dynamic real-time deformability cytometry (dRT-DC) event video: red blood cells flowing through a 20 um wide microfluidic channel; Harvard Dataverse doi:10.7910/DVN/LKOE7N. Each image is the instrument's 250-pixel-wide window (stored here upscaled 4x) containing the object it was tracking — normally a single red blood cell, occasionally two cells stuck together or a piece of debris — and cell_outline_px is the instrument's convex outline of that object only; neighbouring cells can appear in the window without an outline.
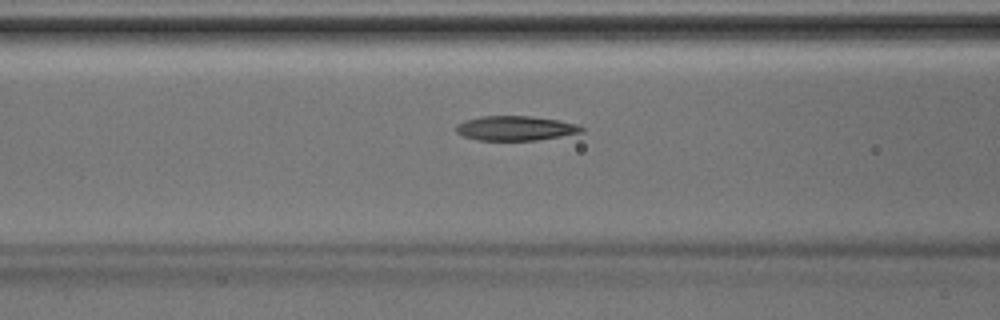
{"species": "Egyptian fruit bat (a non-hibernating species)", "species_latin": "Rousettus aegyptiacus", "temperature_condition": "room temperature", "stored_images_in_passage": 30, "camera_frame_rate_fps": 3000, "um_per_image_px": 0.085, "animal": {"sex": "male"}, "frame": {"image": 1, "passage_image": 6, "time_ms": 1.667, "image_size_px": [1000, 320], "cell_outline_px": [[584, 132], [536, 140], [476, 140], [464, 136], [456, 132], [456, 124], [464, 120], [480, 116], [532, 116], [560, 120], [580, 124], [584, 128]], "centroid_in_image_um": [43.83, 10.89], "position_along_channel_um": 122.8, "area_um2": 18.15}}
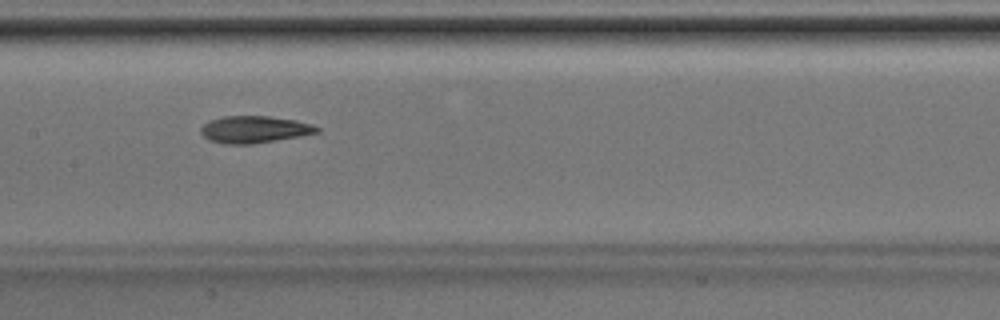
{"frame": {"image": 2, "passage_image": 10, "time_ms": 3.0, "image_size_px": [1000, 320], "cell_outline_px": [[320, 132], [300, 136], [252, 144], [224, 144], [208, 140], [200, 132], [200, 128], [208, 120], [224, 116], [268, 116], [296, 120], [312, 124], [320, 128]], "centroid_in_image_um": [21.61, 11.0], "position_along_channel_um": 185.8, "area_um2": 18.38}}
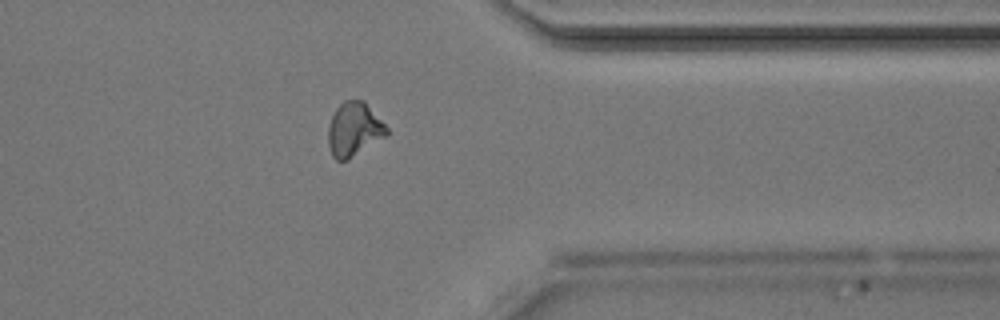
{"frame": {"image": 3, "passage_image": 23, "time_ms": 7.333, "image_size_px": [1000, 320], "cell_outline_px": [[388, 136], [344, 160], [336, 160], [332, 156], [328, 144], [328, 124], [336, 108], [344, 100], [364, 100], [388, 128]], "centroid_in_image_um": [30.09, 10.97], "position_along_channel_um": 381.3, "area_um2": 18.26}}